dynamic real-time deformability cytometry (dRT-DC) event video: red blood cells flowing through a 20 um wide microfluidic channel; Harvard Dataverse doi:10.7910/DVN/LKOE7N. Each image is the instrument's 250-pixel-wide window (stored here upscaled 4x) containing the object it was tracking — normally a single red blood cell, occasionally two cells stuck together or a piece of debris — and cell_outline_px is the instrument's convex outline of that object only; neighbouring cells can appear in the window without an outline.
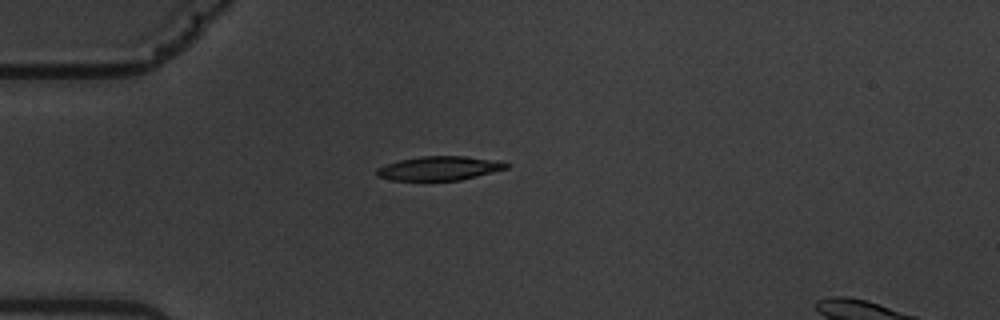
{"species": "common noctule bat (a hibernating species)", "species_latin": "Nyctalus noctula", "temperature_condition": "warm", "stored_images_in_passage": 2, "camera_frame_rate_fps": 3000, "um_per_image_px": 0.085, "animal": {"sex": "male", "body_mass_g": 19.5, "forearm_length_mm": 54.6}, "frame": {"image": 1, "passage_image": 1, "time_ms": 0.0, "image_size_px": [1000, 320], "cell_outline_px": [[512, 164], [508, 168], [460, 180], [392, 180], [376, 176], [376, 168], [384, 164], [400, 160], [420, 156], [464, 156], [500, 160]], "centroid_in_image_um": [37.35, 14.29], "position_along_channel_um": 47.6, "area_um2": 18.26}}